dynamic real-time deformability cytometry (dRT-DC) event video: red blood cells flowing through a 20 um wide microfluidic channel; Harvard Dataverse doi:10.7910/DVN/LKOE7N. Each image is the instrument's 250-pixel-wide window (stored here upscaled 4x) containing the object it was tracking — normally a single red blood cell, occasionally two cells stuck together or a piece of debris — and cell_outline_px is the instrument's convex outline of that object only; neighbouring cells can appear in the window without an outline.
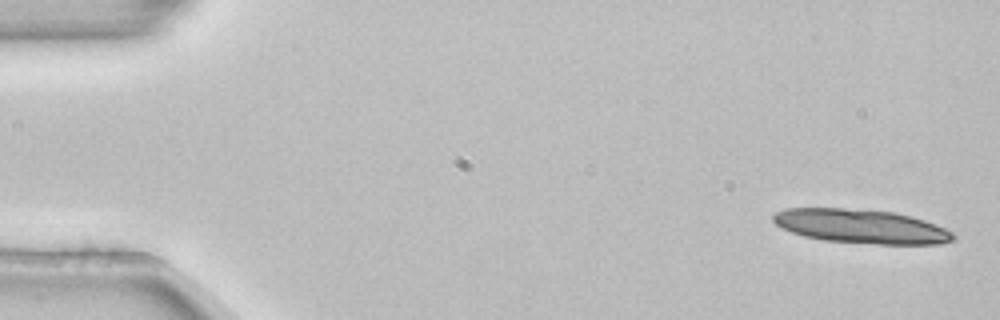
{"species": "common noctule bat (a hibernating species)", "species_latin": "Nyctalus noctula", "temperature_condition": "room temperature", "stored_images_in_passage": 5, "segment_of_instrument_passage": [1, 2], "camera_frame_rate_fps": 3000, "um_per_image_px": 0.085, "animal": {"sex": "female", "body_mass_g": 22.7, "forearm_length_mm": 54.2}, "frame": {"image": 1, "passage_image": 1, "time_ms": 0.0, "image_size_px": [1000, 320], "cell_outline_px": [[956, 236], [952, 240], [940, 244], [880, 244], [824, 240], [804, 236], [792, 232], [776, 224], [772, 220], [772, 216], [776, 212], [788, 208], [844, 208], [896, 212], [912, 216], [924, 220], [944, 228], [952, 232]], "centroid_in_image_um": [73.2, 19.23], "position_along_channel_um": 11.8, "area_um2": 35.49}}